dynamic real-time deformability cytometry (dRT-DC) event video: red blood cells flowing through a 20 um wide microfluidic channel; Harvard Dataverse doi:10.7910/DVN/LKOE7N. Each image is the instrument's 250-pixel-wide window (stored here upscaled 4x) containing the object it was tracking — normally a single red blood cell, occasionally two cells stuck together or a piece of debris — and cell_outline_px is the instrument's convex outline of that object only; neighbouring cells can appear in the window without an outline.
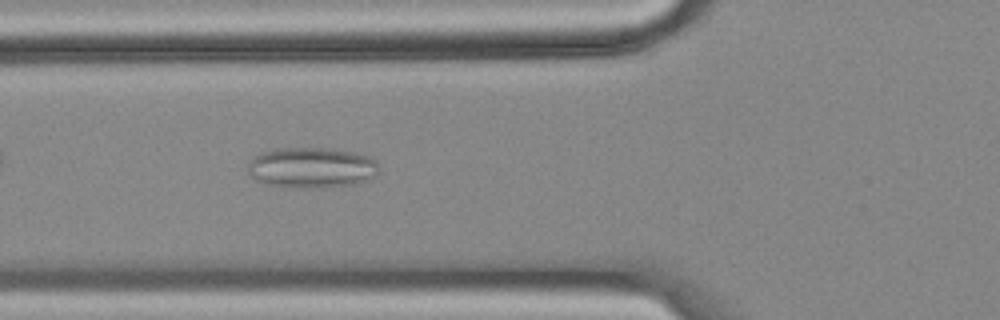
{"species": "common noctule bat (a hibernating species)", "species_latin": "Nyctalus noctula", "temperature_condition": "cold", "stored_images_in_passage": 43, "camera_frame_rate_fps": 3000, "um_per_image_px": 0.085, "animal": {"sex": "female", "body_mass_g": 18.4}, "frame": {"image": 1, "passage_image": 7, "time_ms": 2.0, "image_size_px": [1000, 320], "cell_outline_px": [[380, 172], [368, 180], [356, 184], [312, 188], [300, 188], [264, 184], [256, 180], [248, 172], [248, 164], [260, 152], [276, 148], [328, 148], [352, 152], [368, 156], [376, 160], [380, 168]], "centroid_in_image_um": [26.51, 14.25], "position_along_channel_um": 99.3, "area_um2": 31.21}, "authors_computed_cell_mechanics": {"area_um2": 28.8422, "velocity_mm_per_s": 3.553, "shape_relaxation_time_tau1_ms": null, "shape_relaxation_time_tau2_ms": 2.5813, "deformation_change_tau1": null, "deformation_change_tau2": 0.0875}}